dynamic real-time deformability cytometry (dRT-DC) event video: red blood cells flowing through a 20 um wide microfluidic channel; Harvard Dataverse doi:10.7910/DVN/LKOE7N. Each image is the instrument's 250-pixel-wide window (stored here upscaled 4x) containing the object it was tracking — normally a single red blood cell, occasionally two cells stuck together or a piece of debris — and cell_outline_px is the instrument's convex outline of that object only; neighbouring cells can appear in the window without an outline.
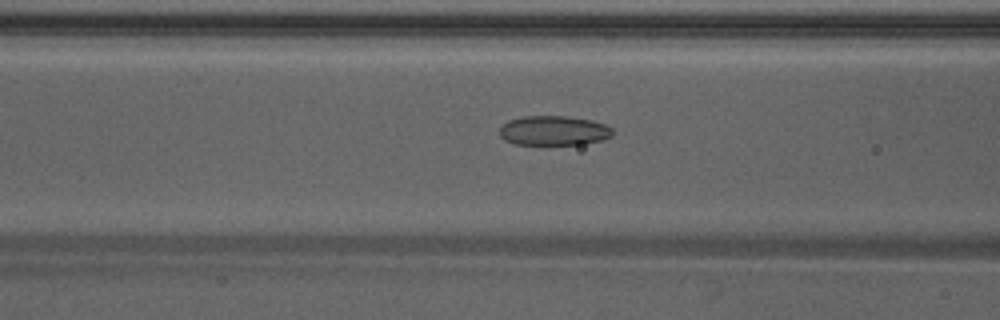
{"species": "Egyptian fruit bat (a non-hibernating species)", "species_latin": "Rousettus aegyptiacus", "temperature_condition": "warm", "stored_images_in_passage": 36, "camera_frame_rate_fps": 3000, "um_per_image_px": 0.085, "animal": {"sex": "male"}, "frame": {"image": 1, "passage_image": 9, "time_ms": 2.667, "image_size_px": [1000, 320], "cell_outline_px": [[612, 136], [604, 140], [584, 144], [516, 144], [504, 140], [500, 136], [500, 128], [508, 120], [524, 116], [568, 116], [592, 120], [604, 124], [612, 128]], "centroid_in_image_um": [47.08, 11.1], "position_along_channel_um": 119.5, "area_um2": 19.54}}
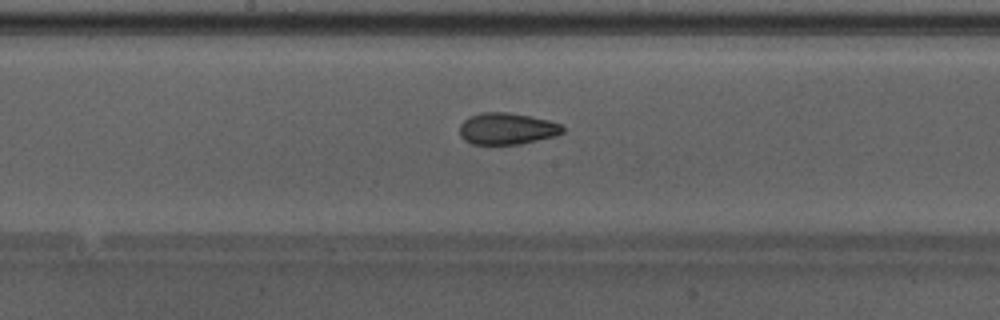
{"frame": {"image": 2, "passage_image": 15, "time_ms": 4.667, "image_size_px": [1000, 320], "cell_outline_px": [[564, 132], [556, 136], [520, 144], [472, 144], [464, 140], [460, 136], [460, 124], [468, 116], [480, 112], [508, 112], [532, 116], [548, 120], [560, 124], [564, 128]], "centroid_in_image_um": [43.08, 10.93], "position_along_channel_um": 205.1, "area_um2": 19.19}}
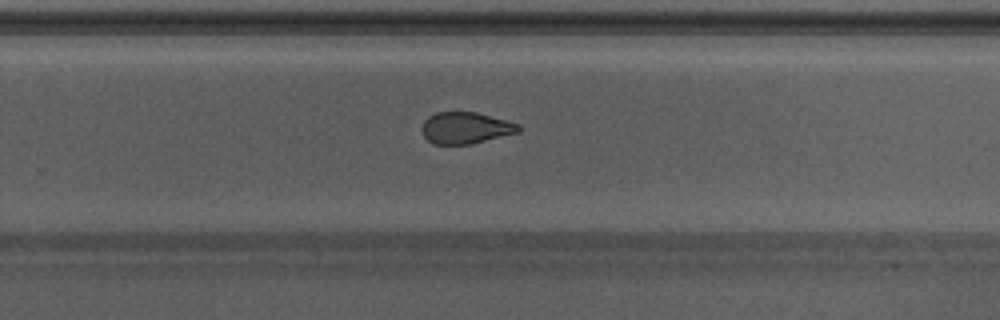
{"frame": {"image": 3, "passage_image": 21, "time_ms": 6.667, "image_size_px": [1000, 320], "cell_outline_px": [[520, 132], [468, 144], [432, 144], [424, 136], [420, 128], [424, 120], [428, 116], [436, 112], [476, 112], [508, 120], [520, 124]], "centroid_in_image_um": [39.56, 10.86], "position_along_channel_um": 290.2, "area_um2": 17.86}, "authors_computed_cell_mechanics": {"area_um2": 19.2185, "velocity_mm_per_s": 4.2829, "shape_relaxation_time_tau1_ms": null, "shape_relaxation_time_tau2_ms": 1.9889, "deformation_change_tau1": null, "deformation_change_tau2": 0.0893}}